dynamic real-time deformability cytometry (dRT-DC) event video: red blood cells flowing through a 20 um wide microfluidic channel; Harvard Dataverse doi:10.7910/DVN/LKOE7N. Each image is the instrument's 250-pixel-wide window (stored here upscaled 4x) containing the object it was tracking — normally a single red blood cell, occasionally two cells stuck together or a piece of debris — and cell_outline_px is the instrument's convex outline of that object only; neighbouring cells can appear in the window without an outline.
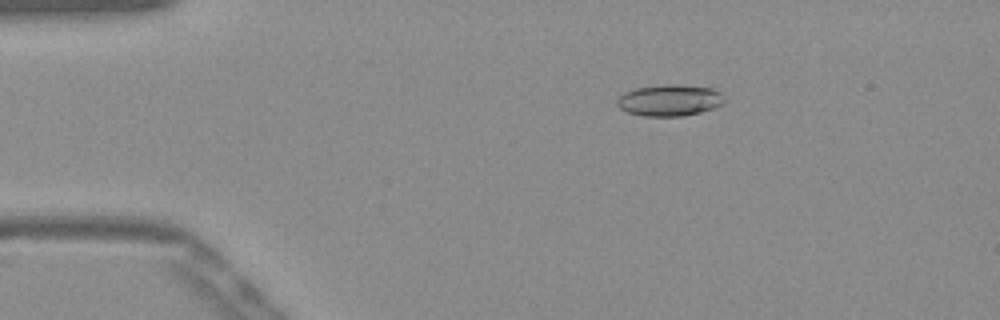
{"species": "Egyptian fruit bat (a non-hibernating species)", "species_latin": "Rousettus aegyptiacus", "temperature_condition": "warm", "stored_images_in_passage": 52, "camera_frame_rate_fps": 3000, "um_per_image_px": 0.085, "frame": {"image": 1, "passage_image": 9, "time_ms": 2.667, "image_size_px": [1000, 320], "cell_outline_px": [[724, 104], [700, 112], [684, 116], [644, 116], [628, 112], [620, 108], [616, 104], [616, 100], [624, 92], [636, 88], [660, 84], [676, 84], [712, 88], [720, 92], [724, 96]], "centroid_in_image_um": [56.91, 8.51], "position_along_channel_um": 28.1, "area_um2": 19.77}}
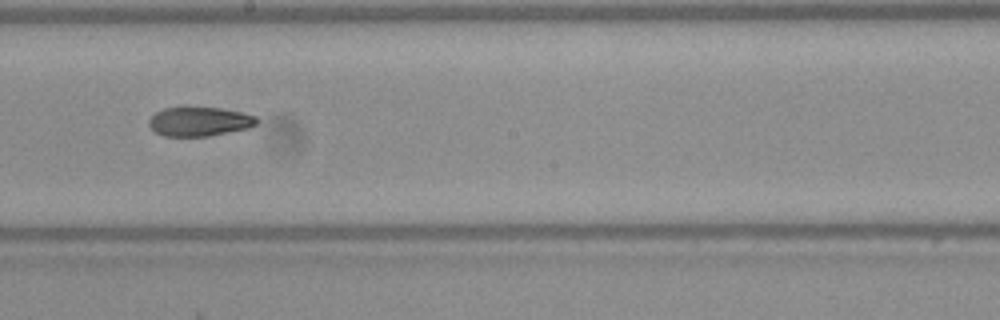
{"frame": {"image": 2, "passage_image": 29, "time_ms": 9.333, "image_size_px": [1000, 320], "cell_outline_px": [[260, 120], [256, 124], [248, 128], [208, 136], [164, 136], [156, 132], [148, 124], [148, 120], [156, 112], [164, 108], [220, 108], [244, 112], [256, 116]], "centroid_in_image_um": [16.98, 10.33], "position_along_channel_um": 231.2, "area_um2": 18.21}}
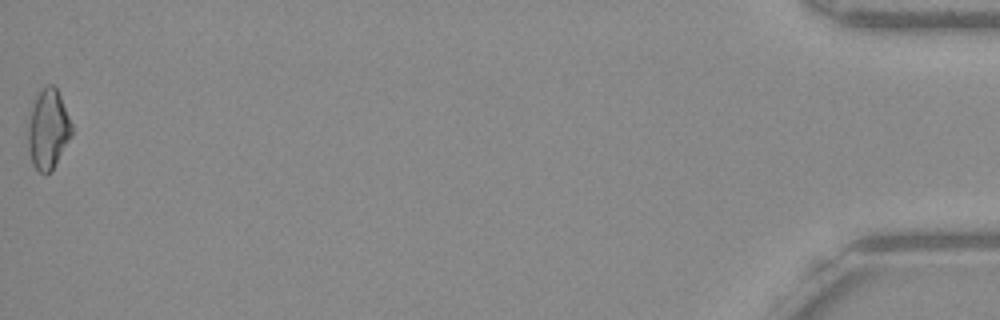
{"frame": {"image": 3, "passage_image": 52, "time_ms": 17.0, "image_size_px": [1000, 320], "cell_outline_px": [[72, 136], [52, 168], [48, 172], [40, 172], [32, 164], [28, 148], [28, 124], [32, 108], [36, 96], [48, 84], [52, 84], [56, 88], [60, 96], [72, 124]], "centroid_in_image_um": [4.09, 10.98], "position_along_channel_um": 431.1, "area_um2": 19.83}, "authors_computed_cell_mechanics": {"area_um2": 19.4497, "velocity_mm_per_s": 3.9045, "shape_relaxation_time_tau1_ms": null, "shape_relaxation_time_tau2_ms": 5.2318, "deformation_change_tau1": null, "deformation_change_tau2": 0.1121}}